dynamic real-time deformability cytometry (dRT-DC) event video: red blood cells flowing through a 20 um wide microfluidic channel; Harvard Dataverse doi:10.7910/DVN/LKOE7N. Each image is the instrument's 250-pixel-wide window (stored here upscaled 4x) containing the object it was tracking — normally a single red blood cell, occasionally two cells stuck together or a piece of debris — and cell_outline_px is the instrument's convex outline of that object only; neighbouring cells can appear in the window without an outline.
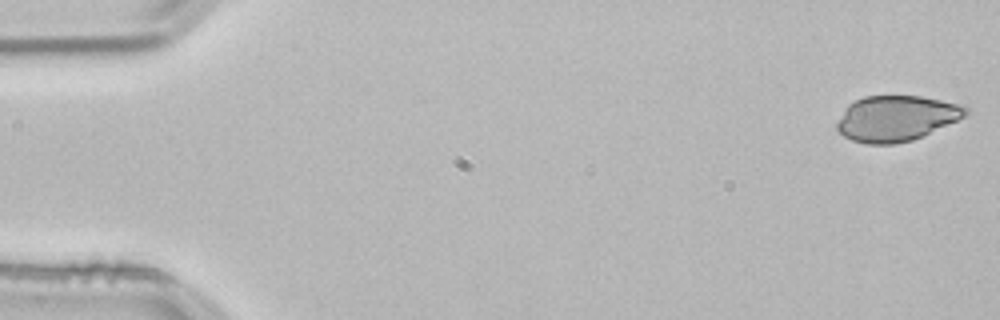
{"species": "common noctule bat (a hibernating species)", "species_latin": "Nyctalus noctula", "temperature_condition": "room temperature", "stored_images_in_passage": 52, "camera_frame_rate_fps": 3000, "um_per_image_px": 0.085, "animal": {"sex": "male", "body_mass_g": 21.5, "forearm_length_mm": 52.0}, "frame": {"image": 1, "passage_image": 1, "time_ms": 0.0, "image_size_px": [1000, 320], "cell_outline_px": [[968, 112], [964, 116], [956, 120], [912, 140], [896, 144], [868, 144], [852, 140], [844, 136], [836, 128], [836, 124], [848, 104], [864, 96], [920, 96], [964, 104], [968, 108]], "centroid_in_image_um": [76.17, 10.05], "position_along_channel_um": 8.8, "area_um2": 33.87}}